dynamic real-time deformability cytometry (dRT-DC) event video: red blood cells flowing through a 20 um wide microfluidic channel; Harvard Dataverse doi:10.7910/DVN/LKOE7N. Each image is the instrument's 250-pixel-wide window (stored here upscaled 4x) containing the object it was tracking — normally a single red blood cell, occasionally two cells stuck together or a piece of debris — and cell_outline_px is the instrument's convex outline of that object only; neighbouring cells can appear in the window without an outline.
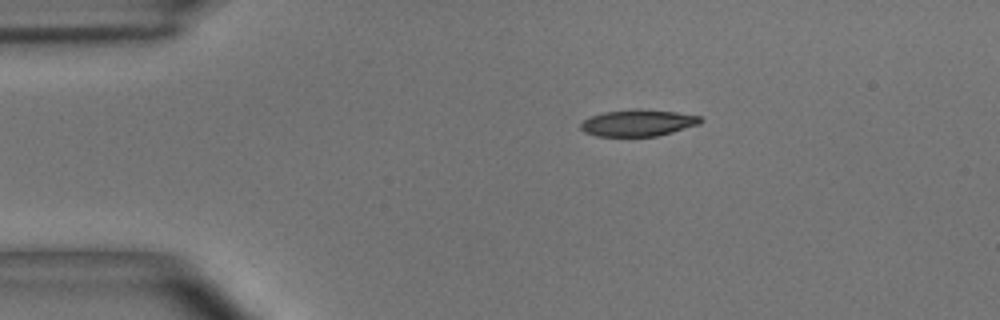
{"species": "common noctule bat (a hibernating species)", "species_latin": "Nyctalus noctula", "temperature_condition": "room temperature", "stored_images_in_passage": 8, "camera_frame_rate_fps": 3000, "um_per_image_px": 0.085, "animal": {"sex": "male", "body_mass_g": 15.6}, "frame": {"image": 1, "passage_image": 1, "time_ms": 0.0, "image_size_px": [1000, 320], "cell_outline_px": [[704, 120], [700, 124], [672, 132], [656, 136], [596, 136], [584, 132], [580, 128], [580, 124], [584, 120], [592, 116], [604, 112], [636, 108], [640, 108], [676, 112], [700, 116]], "centroid_in_image_um": [54.24, 10.44], "position_along_channel_um": 30.8, "area_um2": 18.67}}
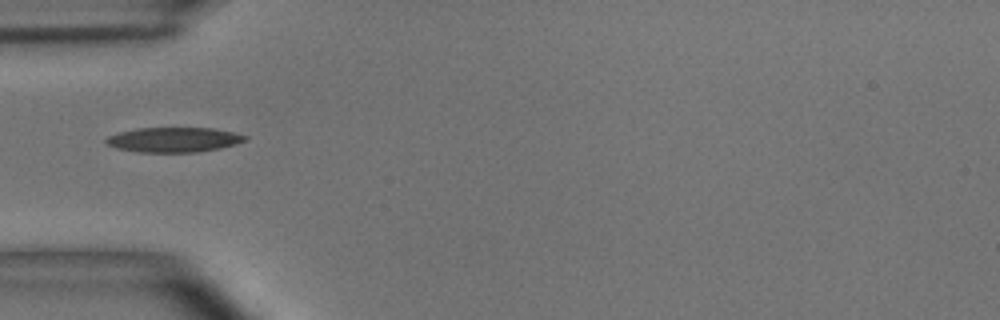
{"frame": {"image": 2, "passage_image": 3, "time_ms": 0.667, "image_size_px": [1000, 320], "cell_outline_px": [[248, 140], [236, 144], [220, 148], [200, 152], [136, 152], [116, 148], [104, 144], [104, 140], [108, 136], [120, 132], [136, 128], [212, 128], [232, 132], [248, 136]], "centroid_in_image_um": [14.75, 11.88], "position_along_channel_um": 70.2, "area_um2": 20.29}}
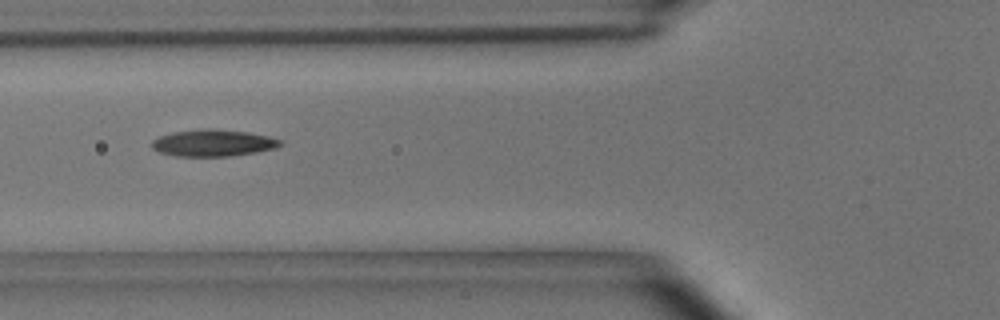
{"frame": {"image": 3, "passage_image": 4, "time_ms": 1.0, "image_size_px": [1000, 320], "cell_outline_px": [[284, 144], [276, 148], [256, 152], [228, 156], [176, 156], [160, 152], [152, 148], [152, 140], [160, 136], [172, 132], [204, 128], [208, 128], [248, 132], [268, 136], [284, 140]], "centroid_in_image_um": [18.15, 12.14], "position_along_channel_um": 107.6, "area_um2": 20.11}}